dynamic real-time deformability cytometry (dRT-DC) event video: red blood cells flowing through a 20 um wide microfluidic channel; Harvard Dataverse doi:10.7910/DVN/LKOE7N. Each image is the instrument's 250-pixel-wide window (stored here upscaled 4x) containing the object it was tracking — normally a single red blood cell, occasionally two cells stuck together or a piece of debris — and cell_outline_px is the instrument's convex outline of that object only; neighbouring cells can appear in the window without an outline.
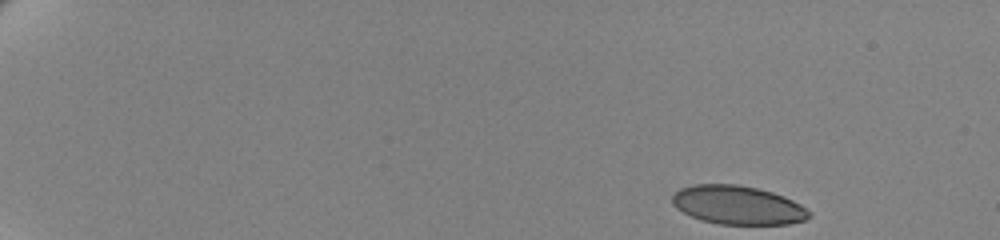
{"species": "human", "species_latin": "Homo sapiens", "temperature_condition": "cold", "stored_images_in_passage": 54, "camera_frame_rate_fps": 3000, "um_per_image_px": 0.085, "donor": {"sex": "female"}, "frame": {"image": 1, "passage_image": 1, "time_ms": 0.0, "image_size_px": [1000, 240], "cell_outline_px": [[812, 216], [804, 220], [788, 224], [720, 224], [700, 220], [676, 208], [672, 204], [672, 196], [680, 188], [692, 184], [740, 184], [772, 192], [784, 196], [800, 204]], "centroid_in_image_um": [62.68, 17.42], "position_along_channel_um": 22.3, "area_um2": 30.81}}
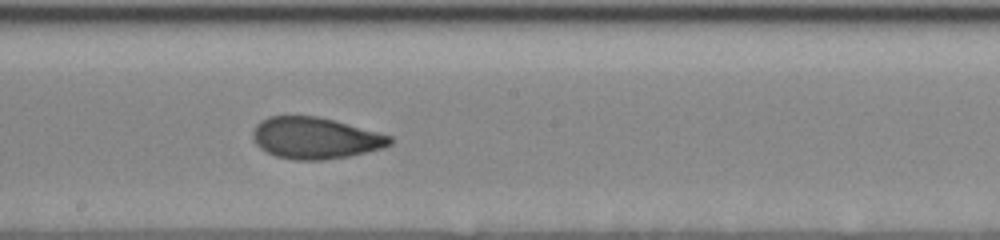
{"frame": {"image": 2, "passage_image": 31, "time_ms": 10.0, "image_size_px": [1000, 240], "cell_outline_px": [[392, 144], [384, 148], [348, 156], [324, 160], [296, 160], [276, 156], [260, 148], [252, 140], [252, 132], [256, 124], [260, 120], [268, 116], [320, 116], [336, 120], [392, 136]], "centroid_in_image_um": [26.79, 11.73], "position_along_channel_um": 221.4, "area_um2": 33.41}}
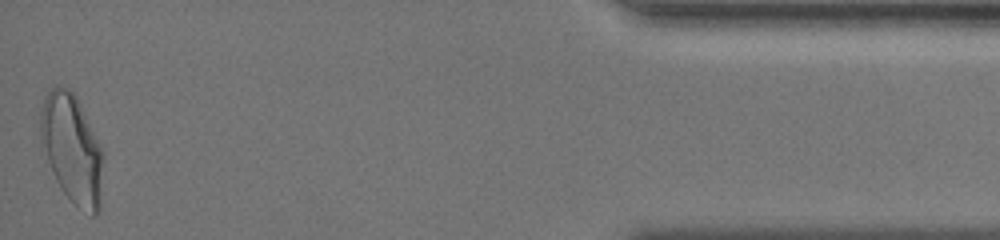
{"frame": {"image": 3, "passage_image": 54, "time_ms": 17.667, "image_size_px": [1000, 240], "cell_outline_px": [[104, 160], [100, 208], [96, 216], [92, 216], [76, 208], [60, 188], [56, 180], [48, 160], [40, 136], [40, 112], [44, 96], [56, 84], [68, 88], [76, 96], [104, 152]], "centroid_in_image_um": [6.15, 12.68], "position_along_channel_um": 429.1, "area_um2": 40.11}, "authors_computed_cell_mechanics": {"area_um2": 33.4662, "velocity_mm_per_s": 3.4783, "shape_relaxation_time_tau1_ms": 7.4161, "shape_relaxation_time_tau2_ms": 1.3147, "deformation_change_tau1": 0.177, "deformation_change_tau2": 0.0688}}